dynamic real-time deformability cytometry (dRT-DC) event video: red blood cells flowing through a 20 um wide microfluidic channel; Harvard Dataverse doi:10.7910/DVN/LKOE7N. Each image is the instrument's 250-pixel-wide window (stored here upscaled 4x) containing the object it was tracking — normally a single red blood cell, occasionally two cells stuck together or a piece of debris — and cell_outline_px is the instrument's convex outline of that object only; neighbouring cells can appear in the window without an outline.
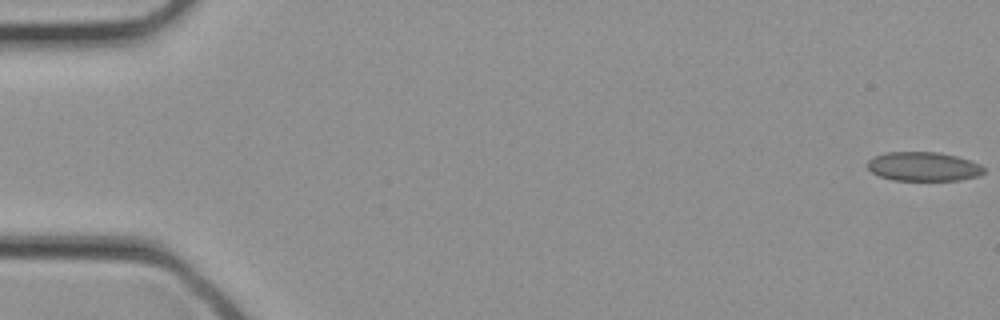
{"species": "common noctule bat (a hibernating species)", "species_latin": "Nyctalus noctula", "temperature_condition": "cold", "stored_images_in_passage": 9, "camera_frame_rate_fps": 3000, "um_per_image_px": 0.085, "animal": {"sex": "female", "body_mass_g": 21.9}, "frame": {"image": 1, "passage_image": 1, "time_ms": 0.0, "image_size_px": [1000, 320], "cell_outline_px": [[984, 172], [976, 176], [960, 180], [892, 180], [880, 176], [872, 172], [864, 164], [868, 160], [884, 152], [940, 152], [956, 156], [980, 164], [984, 168]], "centroid_in_image_um": [78.45, 14.15], "position_along_channel_um": 6.5, "area_um2": 19.71}}